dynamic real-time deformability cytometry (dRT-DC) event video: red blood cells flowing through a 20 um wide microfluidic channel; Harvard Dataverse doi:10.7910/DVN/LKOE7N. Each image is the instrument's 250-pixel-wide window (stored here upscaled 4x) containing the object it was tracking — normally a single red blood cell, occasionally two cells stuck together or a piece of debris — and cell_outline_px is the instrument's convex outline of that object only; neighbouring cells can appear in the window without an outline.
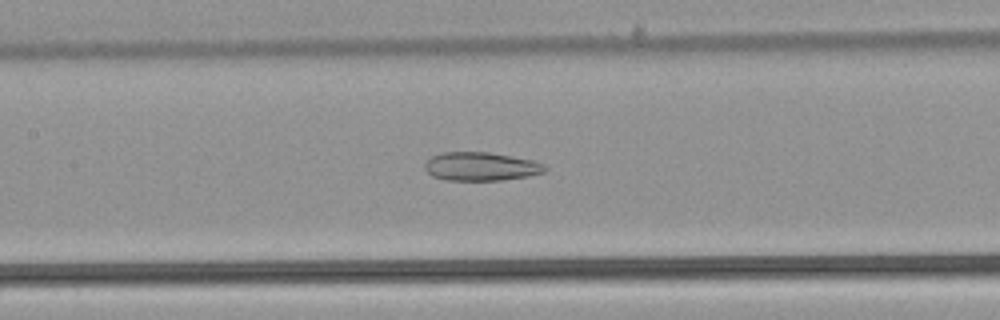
{"species": "common noctule bat (a hibernating species)", "species_latin": "Nyctalus noctula", "temperature_condition": "warm", "stored_images_in_passage": 48, "camera_frame_rate_fps": 3000, "um_per_image_px": 0.085, "animal": {"sex": "male", "body_mass_g": 21.5, "forearm_length_mm": 52.0}, "frame": {"image": 1, "passage_image": 20, "time_ms": 6.333, "image_size_px": [1000, 320], "cell_outline_px": [[548, 168], [544, 172], [528, 176], [500, 180], [444, 180], [432, 176], [424, 168], [424, 164], [432, 156], [444, 152], [488, 152], [532, 160], [544, 164]], "centroid_in_image_um": [40.87, 14.15], "position_along_channel_um": 166.5, "area_um2": 19.88}}
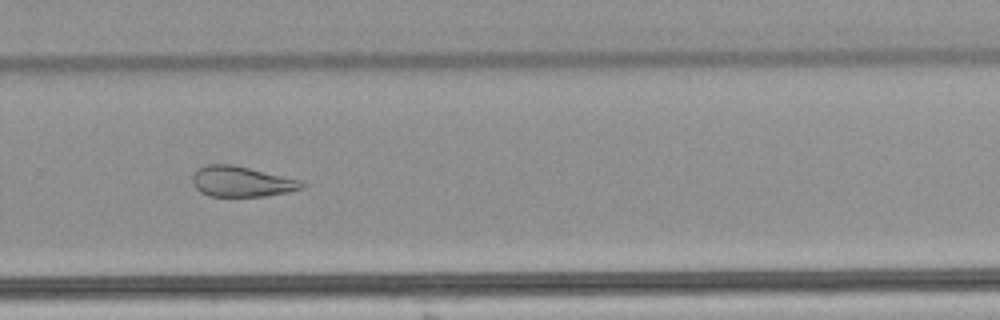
{"frame": {"image": 2, "passage_image": 31, "time_ms": 10.0, "image_size_px": [1000, 320], "cell_outline_px": [[304, 188], [288, 192], [264, 196], [208, 196], [200, 192], [192, 184], [192, 176], [200, 168], [208, 164], [232, 164], [304, 180]], "centroid_in_image_um": [20.56, 15.43], "position_along_channel_um": 309.2, "area_um2": 19.54}}
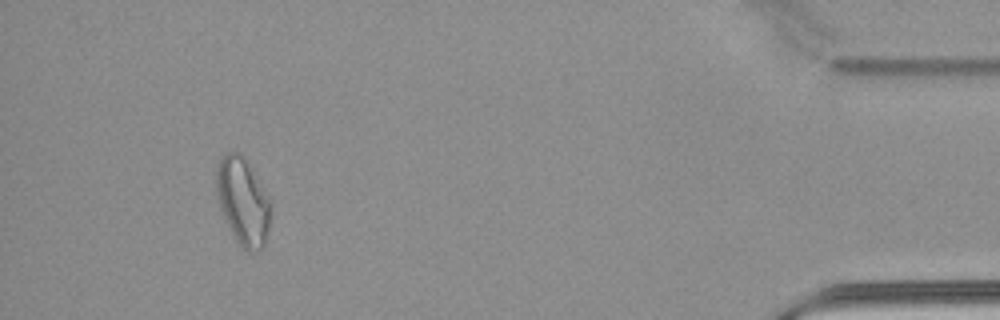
{"frame": {"image": 3, "passage_image": 44, "time_ms": 14.333, "image_size_px": [1000, 320], "cell_outline_px": [[272, 200], [268, 228], [264, 244], [256, 252], [248, 252], [236, 240], [224, 220], [216, 196], [216, 164], [220, 156], [228, 152], [240, 152]], "centroid_in_image_um": [20.62, 17.09], "position_along_channel_um": 414.6, "area_um2": 27.8}, "authors_computed_cell_mechanics": {"area_um2": 24.4783, "velocity_mm_per_s": 3.9129, "shape_relaxation_time_tau1_ms": null, "shape_relaxation_time_tau2_ms": 3.095, "deformation_change_tau1": null, "deformation_change_tau2": 0.1208}}